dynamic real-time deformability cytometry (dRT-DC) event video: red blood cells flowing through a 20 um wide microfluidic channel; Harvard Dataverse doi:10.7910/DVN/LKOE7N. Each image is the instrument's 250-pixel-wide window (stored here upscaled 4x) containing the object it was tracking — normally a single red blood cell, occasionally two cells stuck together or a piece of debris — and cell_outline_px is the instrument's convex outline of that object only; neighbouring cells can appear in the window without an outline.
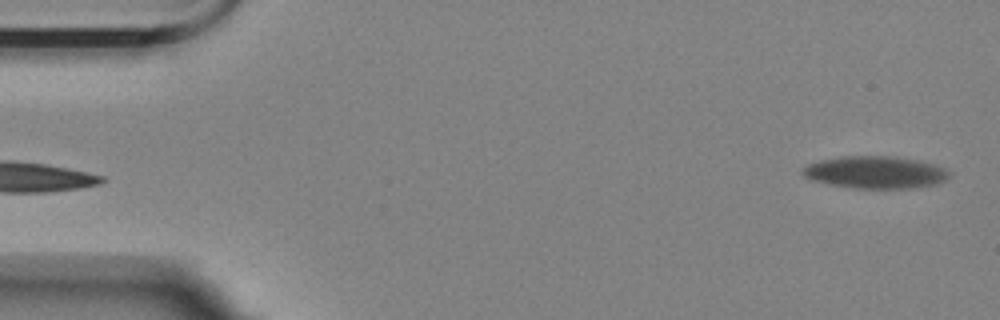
{"species": "Egyptian fruit bat (a non-hibernating species)", "species_latin": "Rousettus aegyptiacus", "temperature_condition": "room temperature", "stored_images_in_passage": 4, "segment_of_instrument_passage": [2, 2], "camera_frame_rate_fps": 3000, "um_per_image_px": 0.085, "animal": {"sex": "female"}, "frame": {"image": 1, "passage_image": 4, "time_ms": 3.333, "image_size_px": [1000, 320], "cell_outline_px": [[952, 172], [944, 180], [936, 184], [912, 188], [856, 188], [832, 184], [812, 180], [804, 176], [800, 172], [808, 164], [820, 160], [840, 156], [888, 156], [920, 160], [944, 168]], "centroid_in_image_um": [74.4, 14.64], "position_along_channel_um": 10.6, "area_um2": 27.4}}